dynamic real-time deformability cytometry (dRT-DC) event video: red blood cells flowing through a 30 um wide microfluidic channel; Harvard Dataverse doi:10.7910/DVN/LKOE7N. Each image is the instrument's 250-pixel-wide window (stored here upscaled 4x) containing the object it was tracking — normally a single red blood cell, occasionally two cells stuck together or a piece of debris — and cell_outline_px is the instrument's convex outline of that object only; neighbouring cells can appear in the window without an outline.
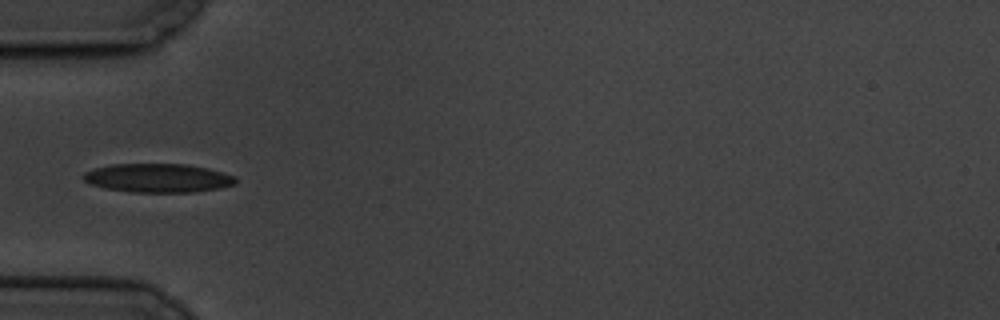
{"species": "common noctule bat (a hibernating species)", "species_latin": "Nyctalus noctula", "temperature_condition": "cold", "stored_images_in_passage": 6, "camera_frame_rate_fps": 3000, "um_per_image_px": 0.085, "animal": {"sex": "male", "body_mass_g": 19.5, "forearm_length_mm": 54.6}, "frame": {"image": 1, "passage_image": 6, "time_ms": 5.667, "image_size_px": [1000, 320], "cell_outline_px": [[236, 184], [220, 188], [192, 192], [132, 192], [104, 188], [92, 184], [84, 180], [84, 172], [96, 168], [112, 164], [184, 164], [208, 168], [236, 176]], "centroid_in_image_um": [13.46, 15.13], "position_along_channel_um": 71.5, "area_um2": 25.43}}